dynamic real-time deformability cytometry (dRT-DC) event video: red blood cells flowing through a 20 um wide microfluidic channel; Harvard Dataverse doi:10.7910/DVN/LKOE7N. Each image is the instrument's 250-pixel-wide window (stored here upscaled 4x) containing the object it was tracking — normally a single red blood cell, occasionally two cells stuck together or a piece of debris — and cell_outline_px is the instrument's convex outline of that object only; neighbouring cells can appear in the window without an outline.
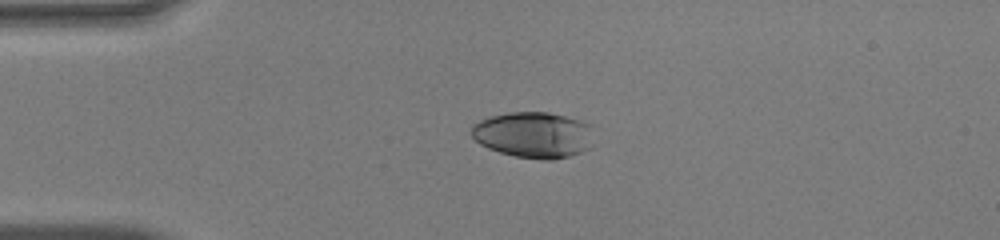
{"species": "human", "species_latin": "Homo sapiens", "temperature_condition": "warm", "stored_images_in_passage": 39, "camera_frame_rate_fps": 3000, "um_per_image_px": 0.085, "donor": {"sex": "male"}, "frame": {"image": 1, "passage_image": 1, "time_ms": 0.0, "image_size_px": [1000, 240], "cell_outline_px": [[580, 124], [576, 152], [568, 156], [516, 156], [500, 152], [480, 144], [472, 136], [472, 128], [476, 124], [492, 116], [512, 112], [544, 112], [564, 116]], "centroid_in_image_um": [44.94, 11.4], "position_along_channel_um": 40.1, "area_um2": 28.55}}
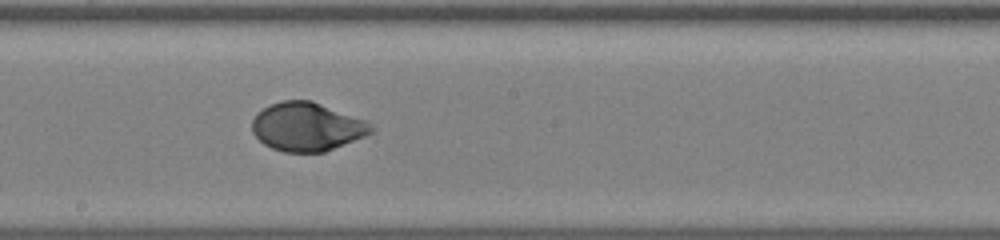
{"frame": {"image": 2, "passage_image": 17, "time_ms": 5.333, "image_size_px": [1000, 240], "cell_outline_px": [[372, 132], [364, 136], [324, 152], [284, 152], [272, 148], [264, 144], [252, 132], [252, 120], [264, 108], [272, 104], [284, 100], [312, 100], [364, 120], [372, 128]], "centroid_in_image_um": [26.06, 10.78], "position_along_channel_um": 222.1, "area_um2": 33.12}}
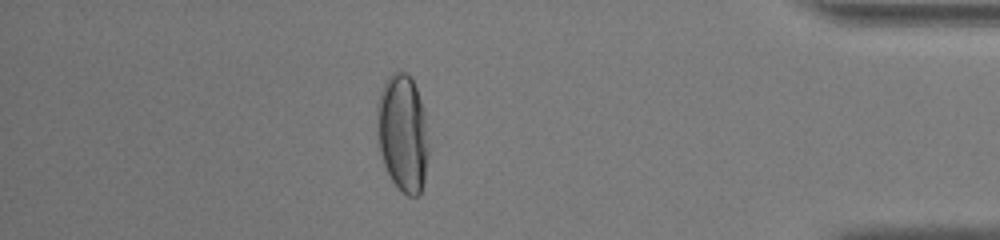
{"frame": {"image": 3, "passage_image": 33, "time_ms": 10.667, "image_size_px": [1000, 240], "cell_outline_px": [[424, 176], [420, 192], [416, 196], [408, 196], [392, 180], [384, 164], [380, 148], [380, 96], [388, 80], [392, 76], [400, 72], [404, 72], [412, 80], [416, 88], [420, 104], [424, 148]], "centroid_in_image_um": [34.2, 11.37], "position_along_channel_um": 401.0, "area_um2": 31.5}, "authors_computed_cell_mechanics": {"area_um2": 32.1946, "velocity_mm_per_s": 4.0683, "shape_relaxation_time_tau1_ms": 5.9639, "shape_relaxation_time_tau2_ms": 0.7988, "deformation_change_tau1": 0.2688, "deformation_change_tau2": 0.0231}}